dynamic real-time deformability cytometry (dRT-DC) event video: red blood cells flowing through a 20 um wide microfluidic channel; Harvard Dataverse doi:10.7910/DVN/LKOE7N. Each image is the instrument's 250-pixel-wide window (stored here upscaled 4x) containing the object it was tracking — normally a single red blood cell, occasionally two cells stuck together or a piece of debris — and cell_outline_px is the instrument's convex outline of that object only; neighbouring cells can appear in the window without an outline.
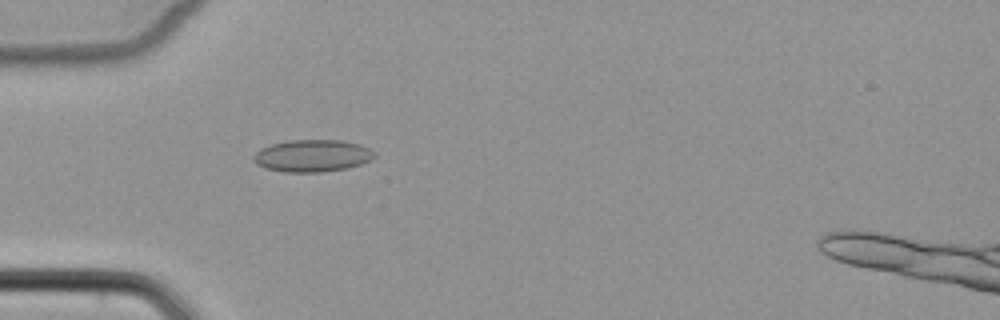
{"species": "common noctule bat (a hibernating species)", "species_latin": "Nyctalus noctula", "temperature_condition": "cold", "stored_images_in_passage": 5, "camera_frame_rate_fps": 3000, "um_per_image_px": 0.085, "animal": {"sex": "female", "body_mass_g": 22.7, "forearm_length_mm": 54.2}, "frame": {"image": 1, "passage_image": 5, "time_ms": 4.667, "image_size_px": [1000, 320], "cell_outline_px": [[376, 156], [360, 164], [348, 168], [324, 172], [284, 172], [264, 168], [256, 164], [252, 160], [252, 156], [260, 148], [272, 144], [288, 140], [340, 140], [360, 144], [376, 152]], "centroid_in_image_um": [26.52, 13.24], "position_along_channel_um": 58.5, "area_um2": 22.83}}